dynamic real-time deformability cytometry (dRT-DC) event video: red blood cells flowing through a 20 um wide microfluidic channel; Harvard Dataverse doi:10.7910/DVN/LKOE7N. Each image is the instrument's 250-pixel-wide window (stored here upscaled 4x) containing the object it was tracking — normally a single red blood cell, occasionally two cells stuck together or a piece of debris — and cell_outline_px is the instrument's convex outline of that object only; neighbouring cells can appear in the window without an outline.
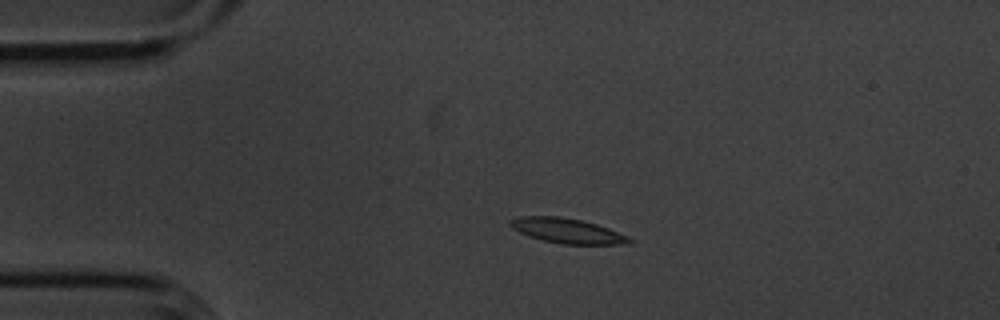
{"species": "common noctule bat (a hibernating species)", "species_latin": "Nyctalus noctula", "temperature_condition": "cold", "stored_images_in_passage": 55, "camera_frame_rate_fps": 3000, "um_per_image_px": 0.085, "animal": {"sex": "male", "body_mass_g": 20.1, "forearm_length_mm": 53.5}, "frame": {"image": 1, "passage_image": 11, "time_ms": 3.333, "image_size_px": [1000, 320], "cell_outline_px": [[636, 240], [632, 244], [560, 244], [528, 236], [512, 228], [508, 224], [512, 220], [520, 216], [560, 216], [580, 220], [596, 224], [608, 228], [628, 236]], "centroid_in_image_um": [48.26, 19.62], "position_along_channel_um": 36.7, "area_um2": 17.28}}
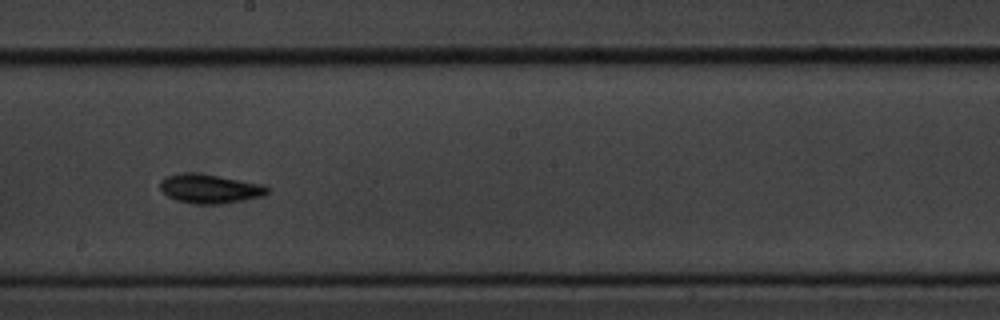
{"frame": {"image": 2, "passage_image": 30, "time_ms": 9.667, "image_size_px": [1000, 320], "cell_outline_px": [[268, 192], [264, 196], [244, 200], [220, 204], [196, 204], [176, 200], [168, 196], [160, 188], [160, 180], [168, 176], [184, 172], [192, 172], [220, 176], [264, 184], [268, 188]], "centroid_in_image_um": [17.85, 16.04], "position_along_channel_um": 230.4, "area_um2": 18.21}}
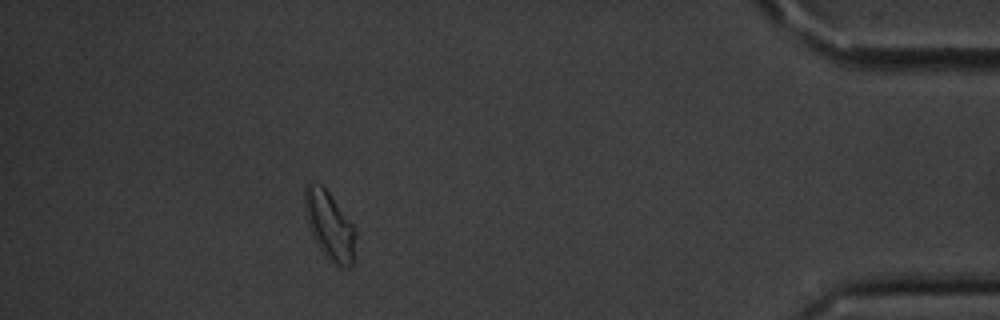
{"frame": {"image": 3, "passage_image": 49, "time_ms": 16.0, "image_size_px": [1000, 320], "cell_outline_px": [[356, 232], [352, 264], [348, 268], [344, 268], [336, 264], [320, 248], [308, 224], [304, 208], [304, 188], [308, 184], [320, 184], [328, 192], [356, 228]], "centroid_in_image_um": [28.02, 19.15], "position_along_channel_um": 407.2, "area_um2": 19.59}, "authors_computed_cell_mechanics": {"area_um2": 16.5886, "velocity_mm_per_s": 3.5817, "shape_relaxation_time_tau1_ms": 4.0913, "shape_relaxation_time_tau2_ms": null, "deformation_change_tau1": 0.1479, "deformation_change_tau2": null}}